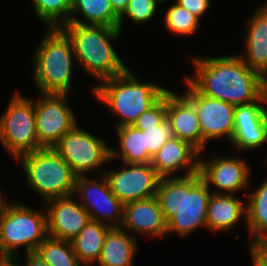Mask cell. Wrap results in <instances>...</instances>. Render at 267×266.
<instances>
[{"mask_svg": "<svg viewBox=\"0 0 267 266\" xmlns=\"http://www.w3.org/2000/svg\"><path fill=\"white\" fill-rule=\"evenodd\" d=\"M137 238L121 228H111L106 234L96 266H134L138 253Z\"/></svg>", "mask_w": 267, "mask_h": 266, "instance_id": "22", "label": "cell"}, {"mask_svg": "<svg viewBox=\"0 0 267 266\" xmlns=\"http://www.w3.org/2000/svg\"><path fill=\"white\" fill-rule=\"evenodd\" d=\"M251 263L255 266H267V247L260 244L248 248Z\"/></svg>", "mask_w": 267, "mask_h": 266, "instance_id": "34", "label": "cell"}, {"mask_svg": "<svg viewBox=\"0 0 267 266\" xmlns=\"http://www.w3.org/2000/svg\"><path fill=\"white\" fill-rule=\"evenodd\" d=\"M77 13L83 16V20L75 16ZM119 18L114 12L110 0H72L68 23L118 27Z\"/></svg>", "mask_w": 267, "mask_h": 266, "instance_id": "26", "label": "cell"}, {"mask_svg": "<svg viewBox=\"0 0 267 266\" xmlns=\"http://www.w3.org/2000/svg\"><path fill=\"white\" fill-rule=\"evenodd\" d=\"M231 143L236 150L241 151L254 150L267 143L266 92L253 103L235 107Z\"/></svg>", "mask_w": 267, "mask_h": 266, "instance_id": "15", "label": "cell"}, {"mask_svg": "<svg viewBox=\"0 0 267 266\" xmlns=\"http://www.w3.org/2000/svg\"><path fill=\"white\" fill-rule=\"evenodd\" d=\"M0 143L17 160L21 155L42 147L35 125L34 99L16 91L0 116Z\"/></svg>", "mask_w": 267, "mask_h": 266, "instance_id": "8", "label": "cell"}, {"mask_svg": "<svg viewBox=\"0 0 267 266\" xmlns=\"http://www.w3.org/2000/svg\"><path fill=\"white\" fill-rule=\"evenodd\" d=\"M158 9V4L154 0H130L128 8L119 18V30L123 32L125 17H129L135 24L148 23L156 16Z\"/></svg>", "mask_w": 267, "mask_h": 266, "instance_id": "30", "label": "cell"}, {"mask_svg": "<svg viewBox=\"0 0 267 266\" xmlns=\"http://www.w3.org/2000/svg\"><path fill=\"white\" fill-rule=\"evenodd\" d=\"M5 195L4 193L2 192V189L0 188V211H1V208L2 206L4 205V203L6 202L5 200Z\"/></svg>", "mask_w": 267, "mask_h": 266, "instance_id": "39", "label": "cell"}, {"mask_svg": "<svg viewBox=\"0 0 267 266\" xmlns=\"http://www.w3.org/2000/svg\"><path fill=\"white\" fill-rule=\"evenodd\" d=\"M166 118V93L133 123L134 127H156Z\"/></svg>", "mask_w": 267, "mask_h": 266, "instance_id": "32", "label": "cell"}, {"mask_svg": "<svg viewBox=\"0 0 267 266\" xmlns=\"http://www.w3.org/2000/svg\"><path fill=\"white\" fill-rule=\"evenodd\" d=\"M194 76H184L201 94L234 106L257 101L264 93L262 76L239 55L191 57Z\"/></svg>", "mask_w": 267, "mask_h": 266, "instance_id": "1", "label": "cell"}, {"mask_svg": "<svg viewBox=\"0 0 267 266\" xmlns=\"http://www.w3.org/2000/svg\"><path fill=\"white\" fill-rule=\"evenodd\" d=\"M34 15L47 28H61L69 22L72 0H30Z\"/></svg>", "mask_w": 267, "mask_h": 266, "instance_id": "28", "label": "cell"}, {"mask_svg": "<svg viewBox=\"0 0 267 266\" xmlns=\"http://www.w3.org/2000/svg\"><path fill=\"white\" fill-rule=\"evenodd\" d=\"M11 258L12 256L0 252V266H4Z\"/></svg>", "mask_w": 267, "mask_h": 266, "instance_id": "38", "label": "cell"}, {"mask_svg": "<svg viewBox=\"0 0 267 266\" xmlns=\"http://www.w3.org/2000/svg\"><path fill=\"white\" fill-rule=\"evenodd\" d=\"M245 195L246 227L250 235L248 248L261 244L267 238V178Z\"/></svg>", "mask_w": 267, "mask_h": 266, "instance_id": "23", "label": "cell"}, {"mask_svg": "<svg viewBox=\"0 0 267 266\" xmlns=\"http://www.w3.org/2000/svg\"><path fill=\"white\" fill-rule=\"evenodd\" d=\"M253 13L252 17L245 19V50L238 55L251 70L263 76L267 72V2L258 6Z\"/></svg>", "mask_w": 267, "mask_h": 266, "instance_id": "20", "label": "cell"}, {"mask_svg": "<svg viewBox=\"0 0 267 266\" xmlns=\"http://www.w3.org/2000/svg\"><path fill=\"white\" fill-rule=\"evenodd\" d=\"M33 53V78L39 93H73L71 84L76 59L67 34L61 28H47Z\"/></svg>", "mask_w": 267, "mask_h": 266, "instance_id": "5", "label": "cell"}, {"mask_svg": "<svg viewBox=\"0 0 267 266\" xmlns=\"http://www.w3.org/2000/svg\"><path fill=\"white\" fill-rule=\"evenodd\" d=\"M120 228L128 231L135 238H137L136 234L154 239L167 235V221L157 197L124 204L123 222Z\"/></svg>", "mask_w": 267, "mask_h": 266, "instance_id": "18", "label": "cell"}, {"mask_svg": "<svg viewBox=\"0 0 267 266\" xmlns=\"http://www.w3.org/2000/svg\"><path fill=\"white\" fill-rule=\"evenodd\" d=\"M212 192L200 173L160 178L156 197L167 221V234L187 237L198 228L207 229V209Z\"/></svg>", "mask_w": 267, "mask_h": 266, "instance_id": "2", "label": "cell"}, {"mask_svg": "<svg viewBox=\"0 0 267 266\" xmlns=\"http://www.w3.org/2000/svg\"><path fill=\"white\" fill-rule=\"evenodd\" d=\"M262 82L265 92L267 93V72L262 76Z\"/></svg>", "mask_w": 267, "mask_h": 266, "instance_id": "40", "label": "cell"}, {"mask_svg": "<svg viewBox=\"0 0 267 266\" xmlns=\"http://www.w3.org/2000/svg\"><path fill=\"white\" fill-rule=\"evenodd\" d=\"M15 161L23 168L28 187L42 198V202L74 195L77 176L54 148L26 153Z\"/></svg>", "mask_w": 267, "mask_h": 266, "instance_id": "6", "label": "cell"}, {"mask_svg": "<svg viewBox=\"0 0 267 266\" xmlns=\"http://www.w3.org/2000/svg\"><path fill=\"white\" fill-rule=\"evenodd\" d=\"M22 262L21 266H48L37 252L25 253V259Z\"/></svg>", "mask_w": 267, "mask_h": 266, "instance_id": "35", "label": "cell"}, {"mask_svg": "<svg viewBox=\"0 0 267 266\" xmlns=\"http://www.w3.org/2000/svg\"><path fill=\"white\" fill-rule=\"evenodd\" d=\"M53 148L69 164L76 176H87V173L94 170L101 175L105 172L102 166L111 162V147L107 140L80 128L79 124L66 133Z\"/></svg>", "mask_w": 267, "mask_h": 266, "instance_id": "9", "label": "cell"}, {"mask_svg": "<svg viewBox=\"0 0 267 266\" xmlns=\"http://www.w3.org/2000/svg\"><path fill=\"white\" fill-rule=\"evenodd\" d=\"M17 201H6L0 211V252L17 257L19 249L36 252L48 237L47 215Z\"/></svg>", "mask_w": 267, "mask_h": 266, "instance_id": "7", "label": "cell"}, {"mask_svg": "<svg viewBox=\"0 0 267 266\" xmlns=\"http://www.w3.org/2000/svg\"><path fill=\"white\" fill-rule=\"evenodd\" d=\"M260 245L263 247H267V238Z\"/></svg>", "mask_w": 267, "mask_h": 266, "instance_id": "42", "label": "cell"}, {"mask_svg": "<svg viewBox=\"0 0 267 266\" xmlns=\"http://www.w3.org/2000/svg\"><path fill=\"white\" fill-rule=\"evenodd\" d=\"M118 135L119 150L111 147V161L121 160L126 164H149L152 156L145 149V133L133 125H125L115 128Z\"/></svg>", "mask_w": 267, "mask_h": 266, "instance_id": "24", "label": "cell"}, {"mask_svg": "<svg viewBox=\"0 0 267 266\" xmlns=\"http://www.w3.org/2000/svg\"><path fill=\"white\" fill-rule=\"evenodd\" d=\"M61 29L72 42L77 65L95 79V85L129 68L112 44L123 33L118 27L66 23Z\"/></svg>", "mask_w": 267, "mask_h": 266, "instance_id": "3", "label": "cell"}, {"mask_svg": "<svg viewBox=\"0 0 267 266\" xmlns=\"http://www.w3.org/2000/svg\"><path fill=\"white\" fill-rule=\"evenodd\" d=\"M166 118L170 121L175 137L190 143L201 154L203 137L194 104L184 95L170 89L166 91Z\"/></svg>", "mask_w": 267, "mask_h": 266, "instance_id": "19", "label": "cell"}, {"mask_svg": "<svg viewBox=\"0 0 267 266\" xmlns=\"http://www.w3.org/2000/svg\"><path fill=\"white\" fill-rule=\"evenodd\" d=\"M36 252L48 266H84L75 254L70 240L48 236Z\"/></svg>", "mask_w": 267, "mask_h": 266, "instance_id": "27", "label": "cell"}, {"mask_svg": "<svg viewBox=\"0 0 267 266\" xmlns=\"http://www.w3.org/2000/svg\"><path fill=\"white\" fill-rule=\"evenodd\" d=\"M158 5H159V7H160V5L161 4H164V3H166V2H168L169 0H154ZM170 1H172V0H170ZM174 1V0H173Z\"/></svg>", "mask_w": 267, "mask_h": 266, "instance_id": "41", "label": "cell"}, {"mask_svg": "<svg viewBox=\"0 0 267 266\" xmlns=\"http://www.w3.org/2000/svg\"><path fill=\"white\" fill-rule=\"evenodd\" d=\"M111 229L108 225L90 220L87 225L72 239L75 254L84 266H95L106 234Z\"/></svg>", "mask_w": 267, "mask_h": 266, "instance_id": "25", "label": "cell"}, {"mask_svg": "<svg viewBox=\"0 0 267 266\" xmlns=\"http://www.w3.org/2000/svg\"><path fill=\"white\" fill-rule=\"evenodd\" d=\"M199 156L200 152L190 143L173 137L153 156L151 165L160 178L186 177L199 172ZM180 171L184 174L177 175Z\"/></svg>", "mask_w": 267, "mask_h": 266, "instance_id": "17", "label": "cell"}, {"mask_svg": "<svg viewBox=\"0 0 267 266\" xmlns=\"http://www.w3.org/2000/svg\"><path fill=\"white\" fill-rule=\"evenodd\" d=\"M246 219V202L230 194L212 193L207 209V230L229 232L241 218Z\"/></svg>", "mask_w": 267, "mask_h": 266, "instance_id": "21", "label": "cell"}, {"mask_svg": "<svg viewBox=\"0 0 267 266\" xmlns=\"http://www.w3.org/2000/svg\"><path fill=\"white\" fill-rule=\"evenodd\" d=\"M186 90L182 92L193 104L200 121L203 137V153L207 143L226 137L230 142L234 130L233 104L201 94L186 78Z\"/></svg>", "mask_w": 267, "mask_h": 266, "instance_id": "12", "label": "cell"}, {"mask_svg": "<svg viewBox=\"0 0 267 266\" xmlns=\"http://www.w3.org/2000/svg\"><path fill=\"white\" fill-rule=\"evenodd\" d=\"M74 195L46 201L48 236L72 240L91 220L87 210Z\"/></svg>", "mask_w": 267, "mask_h": 266, "instance_id": "16", "label": "cell"}, {"mask_svg": "<svg viewBox=\"0 0 267 266\" xmlns=\"http://www.w3.org/2000/svg\"><path fill=\"white\" fill-rule=\"evenodd\" d=\"M92 88L96 100L119 117L115 128L133 125L168 90L153 81H141L130 68L122 74L100 81Z\"/></svg>", "mask_w": 267, "mask_h": 266, "instance_id": "4", "label": "cell"}, {"mask_svg": "<svg viewBox=\"0 0 267 266\" xmlns=\"http://www.w3.org/2000/svg\"><path fill=\"white\" fill-rule=\"evenodd\" d=\"M4 266H21L20 256L12 257Z\"/></svg>", "mask_w": 267, "mask_h": 266, "instance_id": "37", "label": "cell"}, {"mask_svg": "<svg viewBox=\"0 0 267 266\" xmlns=\"http://www.w3.org/2000/svg\"><path fill=\"white\" fill-rule=\"evenodd\" d=\"M105 171L110 190L123 203L156 196L160 177L149 164H126Z\"/></svg>", "mask_w": 267, "mask_h": 266, "instance_id": "13", "label": "cell"}, {"mask_svg": "<svg viewBox=\"0 0 267 266\" xmlns=\"http://www.w3.org/2000/svg\"><path fill=\"white\" fill-rule=\"evenodd\" d=\"M145 133V149L153 157L166 141L175 137L170 121H164L156 127H135Z\"/></svg>", "mask_w": 267, "mask_h": 266, "instance_id": "31", "label": "cell"}, {"mask_svg": "<svg viewBox=\"0 0 267 266\" xmlns=\"http://www.w3.org/2000/svg\"><path fill=\"white\" fill-rule=\"evenodd\" d=\"M98 179L77 176L75 179L74 196L87 210L91 220L120 228L123 222L124 204L112 193L104 174Z\"/></svg>", "mask_w": 267, "mask_h": 266, "instance_id": "11", "label": "cell"}, {"mask_svg": "<svg viewBox=\"0 0 267 266\" xmlns=\"http://www.w3.org/2000/svg\"><path fill=\"white\" fill-rule=\"evenodd\" d=\"M163 19L165 28L173 35L190 36L201 28V20L176 2L170 5Z\"/></svg>", "mask_w": 267, "mask_h": 266, "instance_id": "29", "label": "cell"}, {"mask_svg": "<svg viewBox=\"0 0 267 266\" xmlns=\"http://www.w3.org/2000/svg\"><path fill=\"white\" fill-rule=\"evenodd\" d=\"M130 0H110L114 12L121 17L128 8Z\"/></svg>", "mask_w": 267, "mask_h": 266, "instance_id": "36", "label": "cell"}, {"mask_svg": "<svg viewBox=\"0 0 267 266\" xmlns=\"http://www.w3.org/2000/svg\"><path fill=\"white\" fill-rule=\"evenodd\" d=\"M67 96L68 94L40 93L38 100L34 99L36 136L42 148H53L78 124Z\"/></svg>", "mask_w": 267, "mask_h": 266, "instance_id": "10", "label": "cell"}, {"mask_svg": "<svg viewBox=\"0 0 267 266\" xmlns=\"http://www.w3.org/2000/svg\"><path fill=\"white\" fill-rule=\"evenodd\" d=\"M199 156V173L214 194L235 195L249 187L251 167L239 156H213L209 161Z\"/></svg>", "mask_w": 267, "mask_h": 266, "instance_id": "14", "label": "cell"}, {"mask_svg": "<svg viewBox=\"0 0 267 266\" xmlns=\"http://www.w3.org/2000/svg\"><path fill=\"white\" fill-rule=\"evenodd\" d=\"M177 4L194 14L199 20L211 6V0H174Z\"/></svg>", "mask_w": 267, "mask_h": 266, "instance_id": "33", "label": "cell"}]
</instances>
